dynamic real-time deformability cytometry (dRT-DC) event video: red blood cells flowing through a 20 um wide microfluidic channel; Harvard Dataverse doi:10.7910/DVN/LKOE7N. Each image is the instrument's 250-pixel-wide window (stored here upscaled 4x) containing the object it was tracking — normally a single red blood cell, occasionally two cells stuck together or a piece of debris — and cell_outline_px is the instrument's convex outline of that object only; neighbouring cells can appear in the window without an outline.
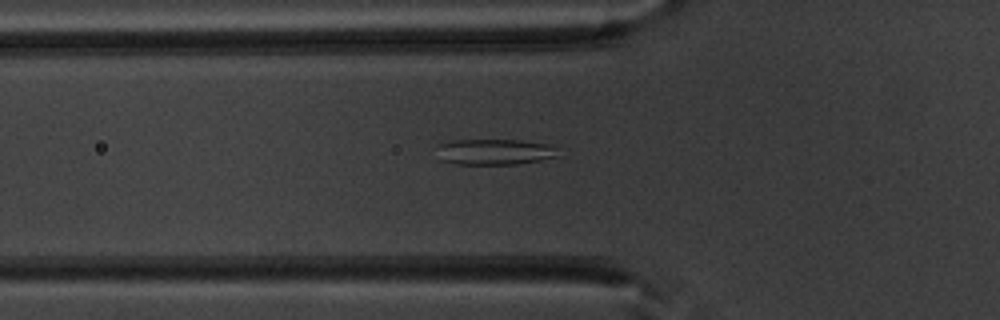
{"species": "common noctule bat (a hibernating species)", "species_latin": "Nyctalus noctula", "temperature_condition": "warm", "stored_images_in_passage": 48, "camera_frame_rate_fps": 3000, "um_per_image_px": 0.085, "animal": {"sex": "male", "body_mass_g": 20.1, "forearm_length_mm": 53.5}, "frame": {"image": 1, "passage_image": 19, "time_ms": 6.0, "image_size_px": [1000, 320], "cell_outline_px": [[556, 156], [540, 160], [516, 164], [456, 164], [440, 160], [436, 144], [452, 140], [520, 140], [548, 144], [552, 148]], "centroid_in_image_um": [41.92, 12.9], "position_along_channel_um": 83.9, "area_um2": 18.03}}
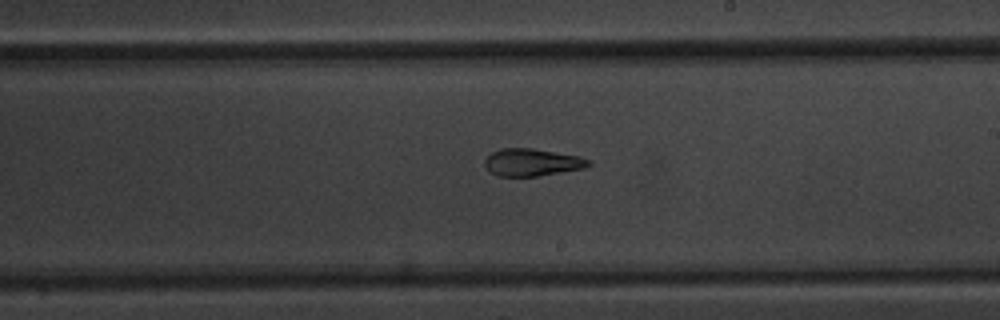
{"frame": {"image": 2, "passage_image": 31, "time_ms": 10.0, "image_size_px": [1000, 320], "cell_outline_px": [[592, 164], [584, 168], [536, 176], [500, 176], [492, 172], [484, 164], [484, 160], [492, 152], [500, 148], [532, 148], [580, 156], [592, 160]], "centroid_in_image_um": [45.26, 13.78], "position_along_channel_um": 243.7, "area_um2": 16.47}}
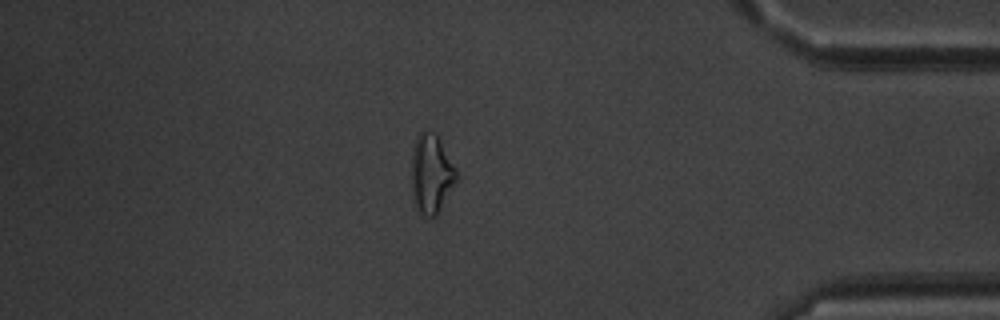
{"frame": {"image": 3, "passage_image": 45, "time_ms": 14.667, "image_size_px": [1000, 320], "cell_outline_px": [[456, 180], [436, 216], [424, 216], [416, 208], [412, 196], [412, 148], [416, 136], [424, 128], [436, 136], [440, 140], [456, 168]], "centroid_in_image_um": [36.63, 14.75], "position_along_channel_um": 398.6, "area_um2": 20.46}, "authors_computed_cell_mechanics": {"area_um2": 18.9873, "velocity_mm_per_s": 3.9806, "shape_relaxation_time_tau1_ms": null, "shape_relaxation_time_tau2_ms": 2.2971, "deformation_change_tau1": null, "deformation_change_tau2": 0.1005}}